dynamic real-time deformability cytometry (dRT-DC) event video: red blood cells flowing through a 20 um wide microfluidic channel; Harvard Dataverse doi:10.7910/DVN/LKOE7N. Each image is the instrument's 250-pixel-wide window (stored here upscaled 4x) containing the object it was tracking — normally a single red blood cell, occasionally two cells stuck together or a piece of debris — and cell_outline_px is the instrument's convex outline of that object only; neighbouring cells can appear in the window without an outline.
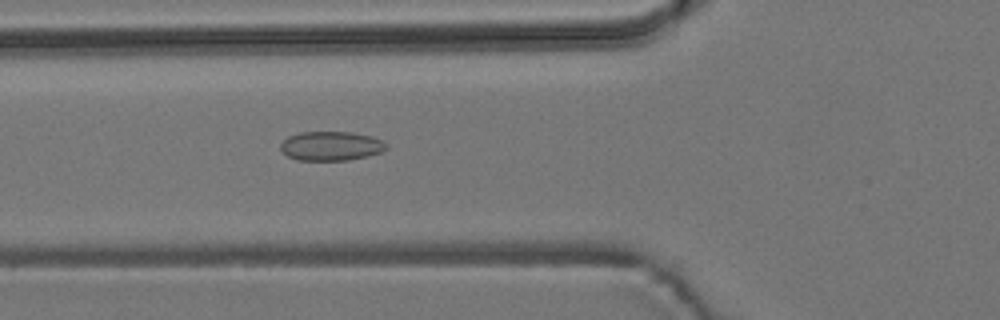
{"species": "common noctule bat (a hibernating species)", "species_latin": "Nyctalus noctula", "temperature_condition": "room temperature", "stored_images_in_passage": 3, "camera_frame_rate_fps": 3000, "um_per_image_px": 0.085, "animal": {"sex": "male", "body_mass_g": 19.2, "forearm_length_mm": 51.8}, "frame": {"image": 1, "passage_image": 3, "time_ms": 2.333, "image_size_px": [1000, 320], "cell_outline_px": [[388, 148], [380, 152], [368, 156], [348, 160], [296, 160], [288, 156], [280, 148], [280, 144], [288, 136], [300, 132], [352, 132], [372, 136], [384, 140], [388, 144]], "centroid_in_image_um": [28.17, 12.4], "position_along_channel_um": 97.6, "area_um2": 18.15}}